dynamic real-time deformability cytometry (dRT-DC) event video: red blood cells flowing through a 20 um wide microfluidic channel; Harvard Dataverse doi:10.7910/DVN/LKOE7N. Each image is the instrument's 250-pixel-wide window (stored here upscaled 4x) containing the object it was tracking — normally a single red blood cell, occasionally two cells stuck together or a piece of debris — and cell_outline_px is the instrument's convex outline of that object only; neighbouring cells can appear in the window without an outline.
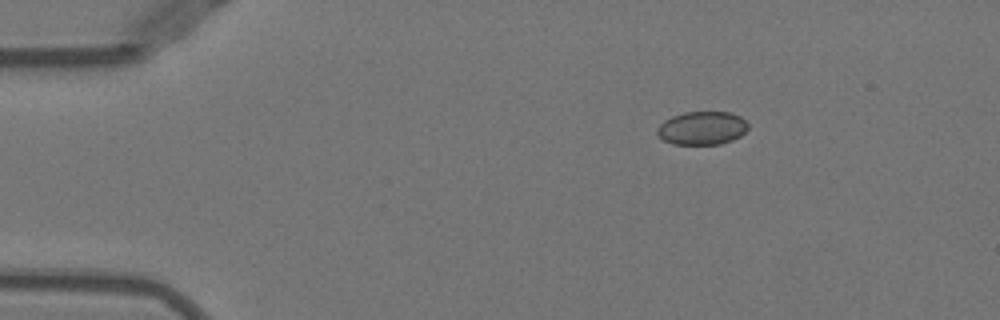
{"species": "Egyptian fruit bat (a non-hibernating species)", "species_latin": "Rousettus aegyptiacus", "temperature_condition": "warm", "stored_images_in_passage": 41, "camera_frame_rate_fps": 3000, "um_per_image_px": 0.085, "animal": {"sex": "female"}, "frame": {"image": 1, "passage_image": 1, "time_ms": 0.0, "image_size_px": [1000, 320], "cell_outline_px": [[748, 128], [740, 136], [732, 140], [720, 144], [672, 144], [660, 140], [656, 136], [656, 128], [664, 120], [672, 116], [684, 112], [732, 112], [740, 116], [748, 124]], "centroid_in_image_um": [59.62, 10.89], "position_along_channel_um": 25.4, "area_um2": 17.92}}
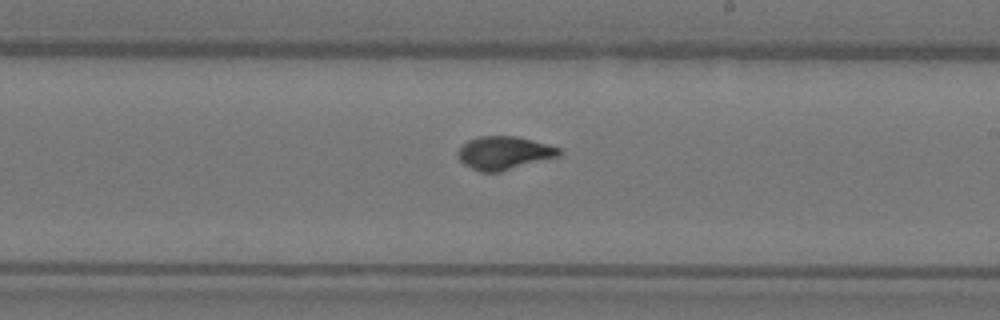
{"frame": {"image": 2, "passage_image": 23, "time_ms": 7.333, "image_size_px": [1000, 320], "cell_outline_px": [[564, 152], [560, 156], [500, 172], [480, 172], [464, 164], [456, 156], [456, 152], [468, 140], [480, 136], [516, 136], [532, 140], [560, 148]], "centroid_in_image_um": [42.85, 13.0], "position_along_channel_um": 246.1, "area_um2": 19.65}}
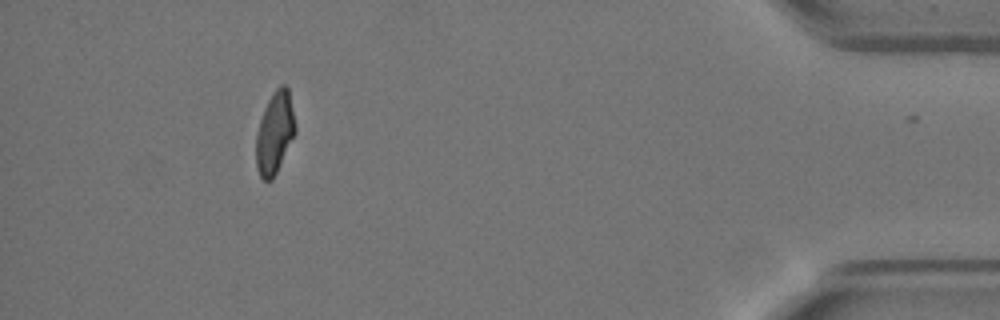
{"frame": {"image": 3, "passage_image": 40, "time_ms": 13.0, "image_size_px": [1000, 320], "cell_outline_px": [[296, 132], [272, 180], [264, 180], [260, 176], [256, 164], [256, 136], [260, 120], [264, 108], [272, 92], [280, 84], [284, 84], [288, 88], [296, 128]], "centroid_in_image_um": [23.35, 11.26], "position_along_channel_um": 411.9, "area_um2": 18.5}, "authors_computed_cell_mechanics": {"area_um2": 19.1318, "velocity_mm_per_s": 3.9625, "shape_relaxation_time_tau1_ms": 6.428, "shape_relaxation_time_tau2_ms": 1.1919, "deformation_change_tau1": 0.2129, "deformation_change_tau2": 0.0444}}